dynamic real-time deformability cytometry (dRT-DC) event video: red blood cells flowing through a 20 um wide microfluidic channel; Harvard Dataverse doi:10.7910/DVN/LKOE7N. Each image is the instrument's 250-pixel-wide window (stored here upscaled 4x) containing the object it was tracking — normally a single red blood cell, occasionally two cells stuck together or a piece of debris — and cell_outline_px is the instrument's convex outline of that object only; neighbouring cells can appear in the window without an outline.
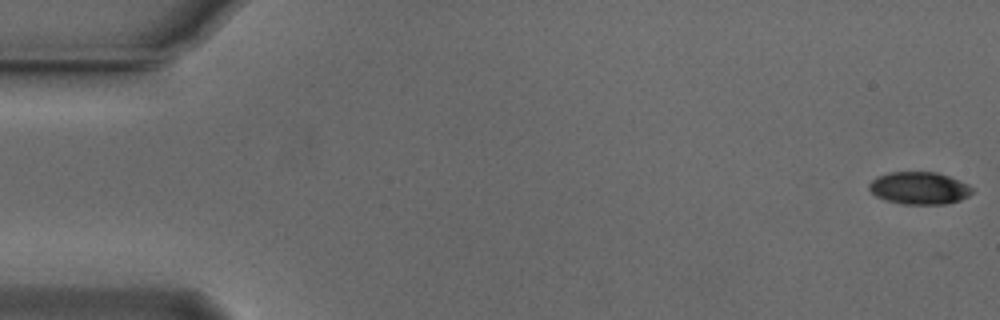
{"species": "Egyptian fruit bat (a non-hibernating species)", "species_latin": "Rousettus aegyptiacus", "temperature_condition": "cold", "stored_images_in_passage": 11, "camera_frame_rate_fps": 3000, "um_per_image_px": 0.085, "animal": {"sex": "male"}, "frame": {"image": 1, "passage_image": 1, "time_ms": 0.0, "image_size_px": [1000, 320], "cell_outline_px": [[976, 188], [968, 196], [960, 200], [944, 204], [904, 204], [884, 200], [876, 196], [868, 188], [868, 184], [876, 176], [888, 172], [936, 172], [960, 180]], "centroid_in_image_um": [78.14, 15.98], "position_along_channel_um": 6.9, "area_um2": 19.65}}